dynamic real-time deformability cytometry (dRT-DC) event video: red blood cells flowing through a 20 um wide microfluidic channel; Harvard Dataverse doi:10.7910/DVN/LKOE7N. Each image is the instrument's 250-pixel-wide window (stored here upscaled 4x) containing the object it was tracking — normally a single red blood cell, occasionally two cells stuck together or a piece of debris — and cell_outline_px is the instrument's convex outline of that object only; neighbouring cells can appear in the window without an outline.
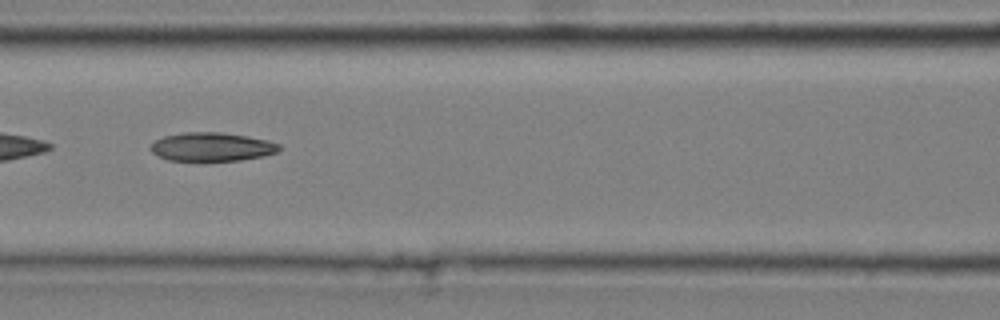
{"species": "common noctule bat (a hibernating species)", "species_latin": "Nyctalus noctula", "temperature_condition": "cold", "stored_images_in_passage": 39, "camera_frame_rate_fps": 3000, "um_per_image_px": 0.085, "animal": {"sex": "male", "body_mass_g": 20.4}, "frame": {"image": 1, "passage_image": 23, "time_ms": 7.333, "image_size_px": [1000, 320], "cell_outline_px": [[280, 148], [276, 152], [264, 156], [240, 160], [168, 160], [152, 152], [148, 148], [156, 140], [164, 136], [184, 132], [220, 132], [248, 136], [268, 140], [280, 144]], "centroid_in_image_um": [18.01, 12.47], "position_along_channel_um": 148.6, "area_um2": 21.33}}
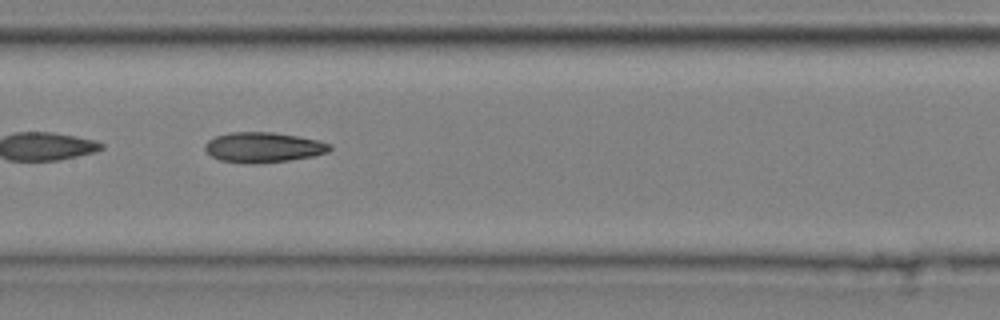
{"frame": {"image": 2, "passage_image": 26, "time_ms": 8.333, "image_size_px": [1000, 320], "cell_outline_px": [[332, 148], [328, 152], [312, 156], [288, 160], [220, 160], [212, 156], [204, 148], [204, 144], [208, 140], [216, 136], [232, 132], [272, 132], [296, 136], [316, 140], [332, 144]], "centroid_in_image_um": [22.41, 12.46], "position_along_channel_um": 185.0, "area_um2": 20.75}}
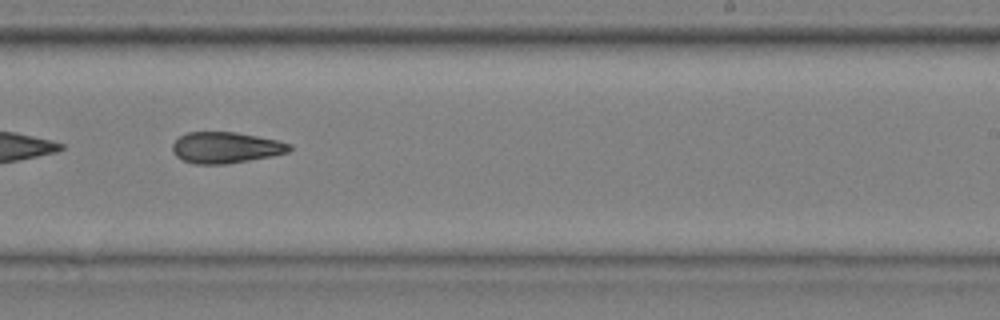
{"frame": {"image": 3, "passage_image": 33, "time_ms": 10.667, "image_size_px": [1000, 320], "cell_outline_px": [[292, 148], [288, 152], [272, 156], [224, 164], [196, 164], [184, 160], [176, 156], [172, 152], [172, 144], [180, 136], [188, 132], [236, 132], [276, 140], [292, 144]], "centroid_in_image_um": [19.18, 12.54], "position_along_channel_um": 269.8, "area_um2": 21.1}}